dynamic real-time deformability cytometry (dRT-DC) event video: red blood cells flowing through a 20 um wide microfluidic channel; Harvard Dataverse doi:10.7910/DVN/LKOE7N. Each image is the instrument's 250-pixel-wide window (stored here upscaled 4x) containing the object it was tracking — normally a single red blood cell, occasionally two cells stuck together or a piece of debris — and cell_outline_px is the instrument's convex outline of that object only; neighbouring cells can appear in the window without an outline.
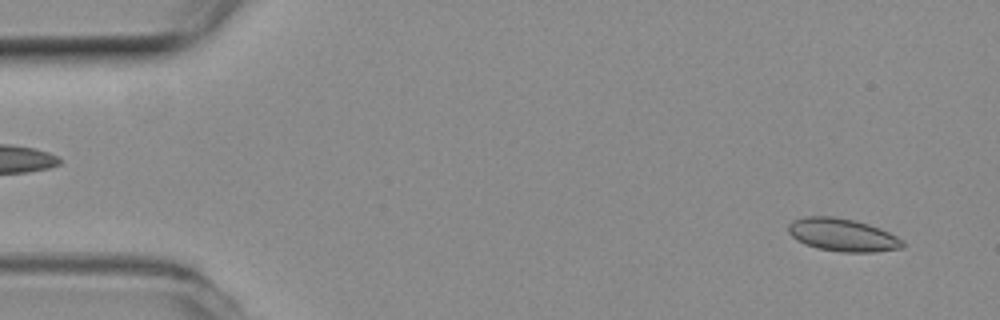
{"species": "common noctule bat (a hibernating species)", "species_latin": "Nyctalus noctula", "temperature_condition": "room temperature", "stored_images_in_passage": 4, "camera_frame_rate_fps": 3000, "um_per_image_px": 0.085, "animal": {"sex": "female", "body_mass_g": 19.3, "forearm_length_mm": 54.1}, "frame": {"image": 1, "passage_image": 1, "time_ms": 0.0, "image_size_px": [1000, 320], "cell_outline_px": [[904, 244], [900, 248], [876, 252], [840, 252], [816, 248], [804, 244], [796, 240], [788, 232], [788, 224], [792, 220], [804, 216], [836, 216], [856, 220], [880, 228], [904, 240]], "centroid_in_image_um": [71.58, 19.96], "position_along_channel_um": 13.4, "area_um2": 22.14}}
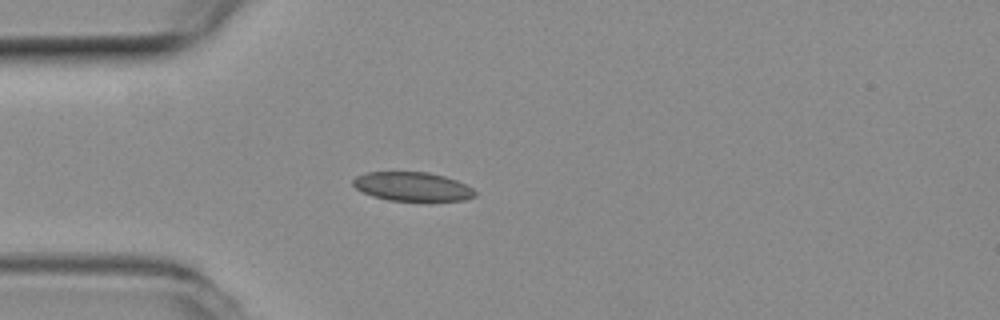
{"frame": {"image": 2, "passage_image": 4, "time_ms": 1.0, "image_size_px": [1000, 320], "cell_outline_px": [[476, 196], [464, 200], [388, 200], [372, 196], [356, 188], [352, 184], [352, 180], [356, 176], [368, 172], [428, 172], [444, 176], [456, 180], [472, 188], [476, 192]], "centroid_in_image_um": [35.04, 15.85], "position_along_channel_um": 50.0, "area_um2": 20.35}}